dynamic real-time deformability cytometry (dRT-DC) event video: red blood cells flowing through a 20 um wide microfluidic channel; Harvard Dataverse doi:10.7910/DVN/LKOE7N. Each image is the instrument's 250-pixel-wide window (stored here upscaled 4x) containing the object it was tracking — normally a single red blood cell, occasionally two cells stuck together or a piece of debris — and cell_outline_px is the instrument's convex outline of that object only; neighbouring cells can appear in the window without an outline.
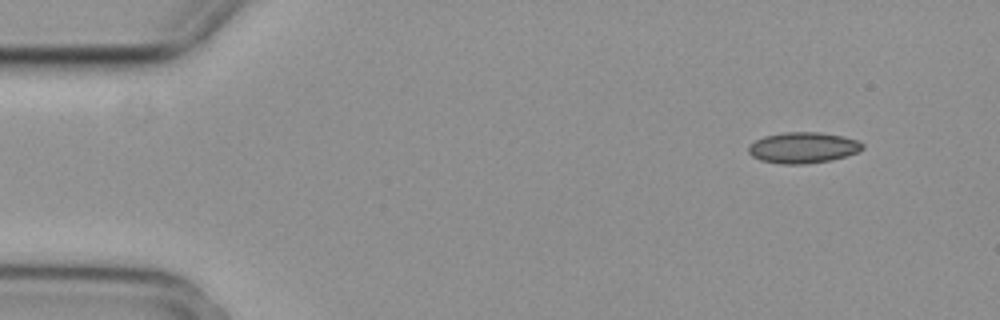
{"species": "common noctule bat (a hibernating species)", "species_latin": "Nyctalus noctula", "temperature_condition": "cold", "stored_images_in_passage": 4, "camera_frame_rate_fps": 3000, "um_per_image_px": 0.085, "animal": {"sex": "female", "body_mass_g": 29.2, "forearm_length_mm": 56.3}, "frame": {"image": 1, "passage_image": 1, "time_ms": 0.0, "image_size_px": [1000, 320], "cell_outline_px": [[864, 148], [856, 152], [832, 160], [804, 164], [780, 164], [760, 160], [752, 156], [748, 152], [748, 144], [764, 136], [784, 132], [816, 132], [840, 136], [856, 140], [864, 144]], "centroid_in_image_um": [68.2, 12.56], "position_along_channel_um": 16.8, "area_um2": 20.46}}